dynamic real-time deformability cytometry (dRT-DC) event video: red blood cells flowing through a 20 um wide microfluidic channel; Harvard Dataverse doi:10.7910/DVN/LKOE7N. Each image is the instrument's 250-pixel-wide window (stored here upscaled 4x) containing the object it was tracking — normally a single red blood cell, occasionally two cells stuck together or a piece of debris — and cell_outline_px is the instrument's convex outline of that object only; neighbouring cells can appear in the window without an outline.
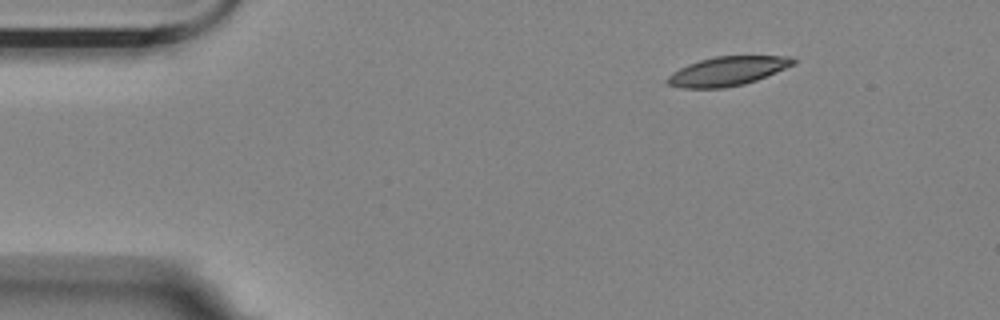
{"species": "Egyptian fruit bat (a non-hibernating species)", "species_latin": "Rousettus aegyptiacus", "temperature_condition": "room temperature", "stored_images_in_passage": 41, "camera_frame_rate_fps": 3000, "um_per_image_px": 0.085, "animal": {"sex": "female"}, "frame": {"image": 1, "passage_image": 1, "time_ms": 0.0, "image_size_px": [1000, 320], "cell_outline_px": [[796, 64], [756, 80], [744, 84], [724, 88], [684, 88], [668, 84], [668, 76], [672, 72], [688, 64], [700, 60], [716, 56], [792, 56], [796, 60]], "centroid_in_image_um": [61.87, 6.04], "position_along_channel_um": 23.1, "area_um2": 21.21}}
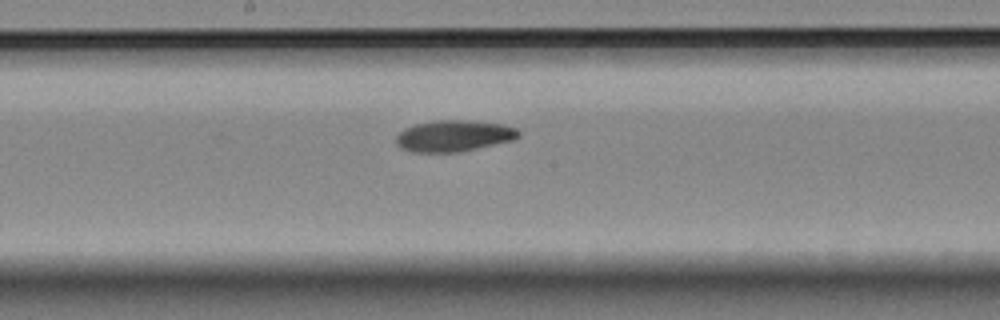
{"frame": {"image": 2, "passage_image": 23, "time_ms": 7.333, "image_size_px": [1000, 320], "cell_outline_px": [[520, 136], [516, 140], [456, 152], [412, 152], [400, 148], [396, 144], [396, 136], [404, 128], [416, 124], [432, 120], [468, 120], [504, 124], [516, 128], [520, 132]], "centroid_in_image_um": [38.59, 11.54], "position_along_channel_um": 209.6, "area_um2": 22.54}}
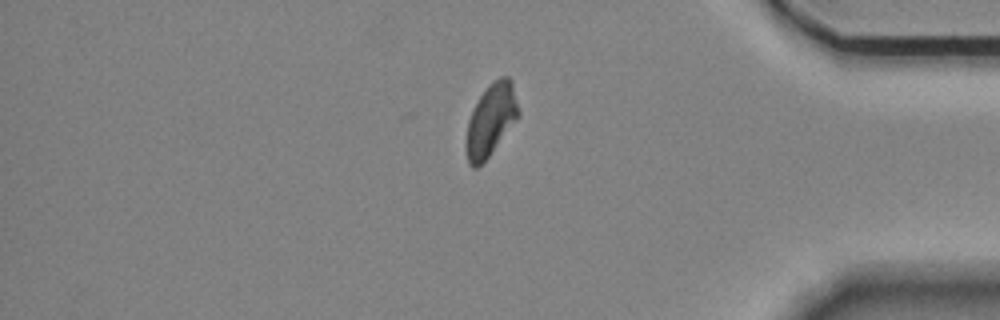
{"frame": {"image": 3, "passage_image": 41, "time_ms": 13.333, "image_size_px": [1000, 320], "cell_outline_px": [[520, 112], [488, 156], [476, 168], [472, 168], [468, 164], [464, 148], [464, 144], [468, 120], [480, 96], [500, 76], [508, 76], [512, 80]], "centroid_in_image_um": [41.68, 10.21], "position_along_channel_um": 393.5, "area_um2": 21.39}, "authors_computed_cell_mechanics": {"area_um2": 22.253, "velocity_mm_per_s": 3.5059, "shape_relaxation_time_tau1_ms": 5.7334, "shape_relaxation_time_tau2_ms": 6.8698, "deformation_change_tau1": 0.1429, "deformation_change_tau2": 0.1204}}